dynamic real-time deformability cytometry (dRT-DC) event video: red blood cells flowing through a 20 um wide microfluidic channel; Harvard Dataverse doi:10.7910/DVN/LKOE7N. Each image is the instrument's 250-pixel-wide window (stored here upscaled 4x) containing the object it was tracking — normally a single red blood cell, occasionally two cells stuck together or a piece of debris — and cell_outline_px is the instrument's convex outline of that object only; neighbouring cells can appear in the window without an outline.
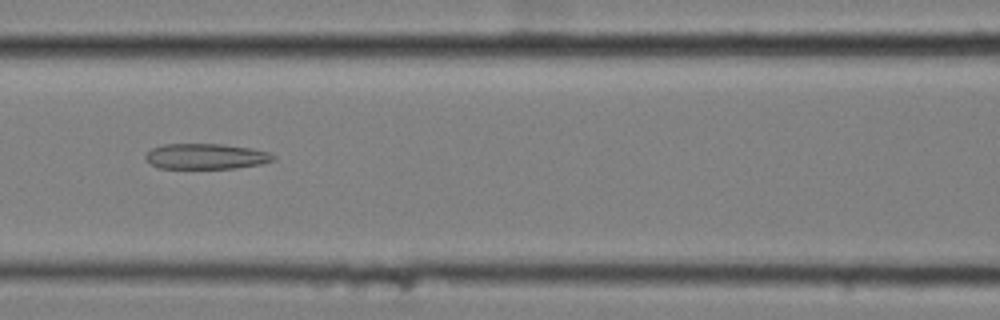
{"species": "common noctule bat (a hibernating species)", "species_latin": "Nyctalus noctula", "temperature_condition": "cold", "stored_images_in_passage": 8, "camera_frame_rate_fps": 3000, "um_per_image_px": 0.085, "animal": {"sex": "female", "body_mass_g": 25.1}, "frame": {"image": 1, "passage_image": 6, "time_ms": 1.667, "image_size_px": [1000, 320], "cell_outline_px": [[276, 160], [260, 164], [232, 168], [160, 168], [152, 164], [144, 156], [152, 148], [164, 144], [220, 144], [252, 148], [268, 152], [276, 156]], "centroid_in_image_um": [17.54, 13.28], "position_along_channel_um": 149.1, "area_um2": 18.84}}
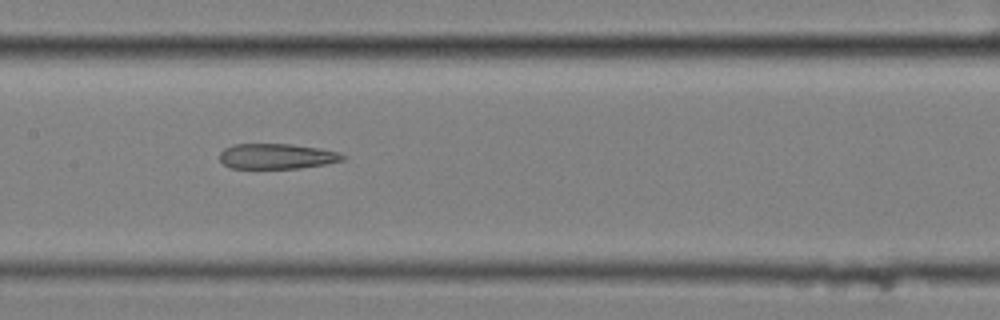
{"frame": {"image": 2, "passage_image": 7, "time_ms": 2.0, "image_size_px": [1000, 320], "cell_outline_px": [[348, 156], [344, 160], [324, 164], [300, 168], [228, 168], [220, 160], [220, 152], [224, 148], [232, 144], [292, 144], [320, 148], [336, 152]], "centroid_in_image_um": [23.51, 13.28], "position_along_channel_um": 183.9, "area_um2": 18.21}}
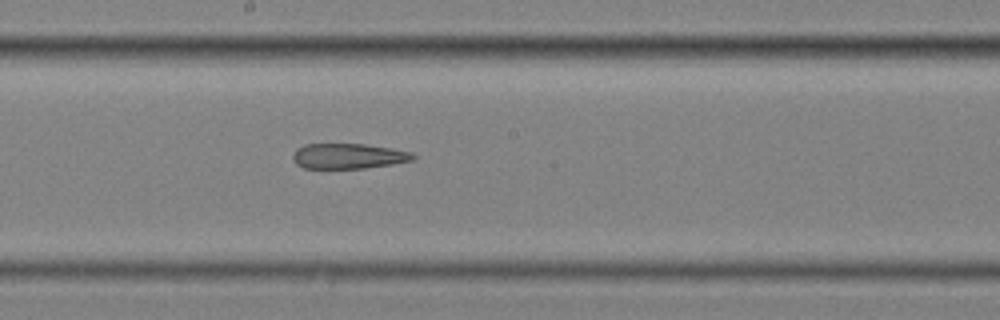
{"frame": {"image": 3, "passage_image": 8, "time_ms": 2.333, "image_size_px": [1000, 320], "cell_outline_px": [[416, 156], [412, 160], [392, 164], [364, 168], [304, 168], [296, 164], [292, 160], [292, 152], [296, 148], [304, 144], [364, 144], [392, 148], [412, 152]], "centroid_in_image_um": [29.57, 13.26], "position_along_channel_um": 218.6, "area_um2": 17.8}}